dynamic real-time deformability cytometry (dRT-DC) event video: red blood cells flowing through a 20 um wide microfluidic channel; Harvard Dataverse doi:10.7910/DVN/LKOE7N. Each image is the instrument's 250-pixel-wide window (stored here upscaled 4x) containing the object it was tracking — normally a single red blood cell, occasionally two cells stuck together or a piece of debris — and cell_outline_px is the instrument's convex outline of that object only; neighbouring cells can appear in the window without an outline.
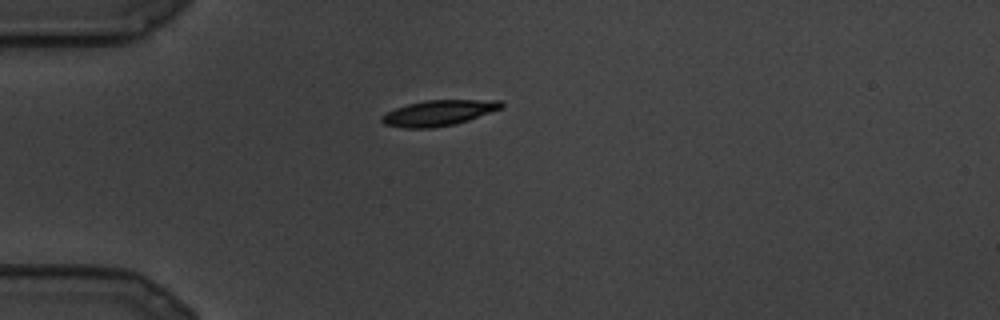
{"species": "common noctule bat (a hibernating species)", "species_latin": "Nyctalus noctula", "temperature_condition": "cold", "stored_images_in_passage": 14, "camera_frame_rate_fps": 3000, "um_per_image_px": 0.085, "animal": {"sex": "male", "body_mass_g": 19.5, "forearm_length_mm": 54.6}, "frame": {"image": 1, "passage_image": 1, "time_ms": 0.0, "image_size_px": [1000, 320], "cell_outline_px": [[504, 108], [456, 124], [432, 128], [404, 128], [384, 124], [380, 120], [380, 116], [396, 108], [408, 104], [424, 100], [500, 100], [504, 104]], "centroid_in_image_um": [37.3, 9.6], "position_along_channel_um": 47.7, "area_um2": 17.92}}
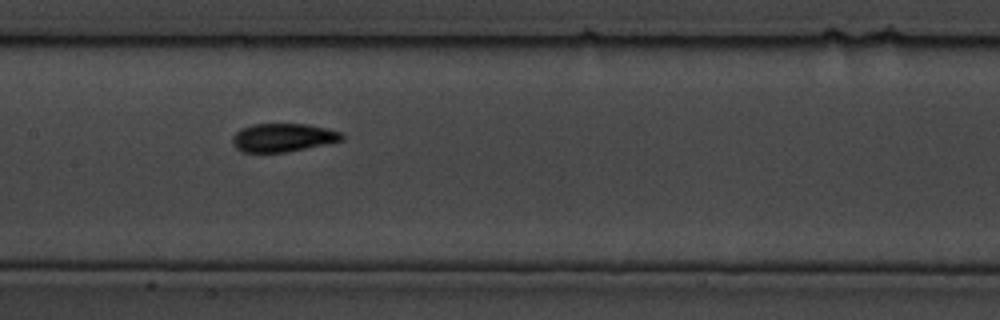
{"frame": {"image": 2, "passage_image": 7, "time_ms": 2.0, "image_size_px": [1000, 320], "cell_outline_px": [[344, 140], [288, 152], [240, 152], [232, 144], [232, 136], [240, 128], [256, 124], [308, 124], [340, 132], [344, 136]], "centroid_in_image_um": [24.02, 11.7], "position_along_channel_um": 183.4, "area_um2": 18.09}}
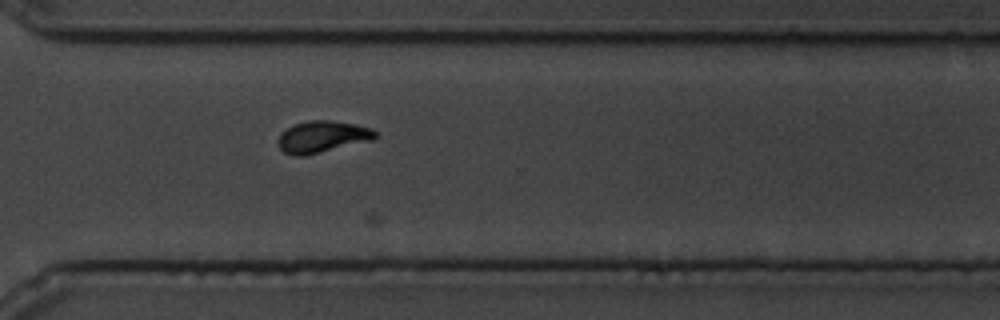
{"frame": {"image": 3, "passage_image": 14, "time_ms": 4.333, "image_size_px": [1000, 320], "cell_outline_px": [[376, 136], [372, 140], [304, 156], [292, 156], [284, 152], [280, 148], [276, 140], [280, 132], [292, 124], [308, 120], [332, 120], [356, 124], [372, 128], [376, 132]], "centroid_in_image_um": [27.34, 11.61], "position_along_channel_um": 343.3, "area_um2": 18.21}}